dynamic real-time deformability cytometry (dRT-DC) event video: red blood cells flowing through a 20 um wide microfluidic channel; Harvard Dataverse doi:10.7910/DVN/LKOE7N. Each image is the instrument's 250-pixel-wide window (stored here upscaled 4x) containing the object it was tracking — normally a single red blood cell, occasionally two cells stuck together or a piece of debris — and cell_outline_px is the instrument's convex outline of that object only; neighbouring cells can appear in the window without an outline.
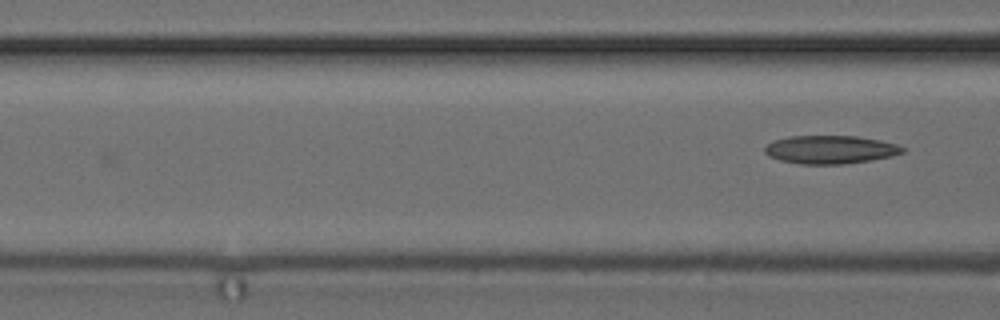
{"species": "common noctule bat (a hibernating species)", "species_latin": "Nyctalus noctula", "temperature_condition": "cold", "stored_images_in_passage": 4, "camera_frame_rate_fps": 3000, "um_per_image_px": 0.085, "animal": {"sex": "female", "body_mass_g": 24.6, "forearm_length_mm": 56.2}, "frame": {"image": 1, "passage_image": 4, "time_ms": 1.0, "image_size_px": [1000, 320], "cell_outline_px": [[904, 152], [892, 156], [844, 164], [800, 164], [780, 160], [768, 156], [764, 152], [764, 148], [768, 144], [776, 140], [788, 136], [856, 136], [880, 140], [896, 144], [904, 148]], "centroid_in_image_um": [70.56, 12.71], "position_along_channel_um": 96.0, "area_um2": 22.54}}